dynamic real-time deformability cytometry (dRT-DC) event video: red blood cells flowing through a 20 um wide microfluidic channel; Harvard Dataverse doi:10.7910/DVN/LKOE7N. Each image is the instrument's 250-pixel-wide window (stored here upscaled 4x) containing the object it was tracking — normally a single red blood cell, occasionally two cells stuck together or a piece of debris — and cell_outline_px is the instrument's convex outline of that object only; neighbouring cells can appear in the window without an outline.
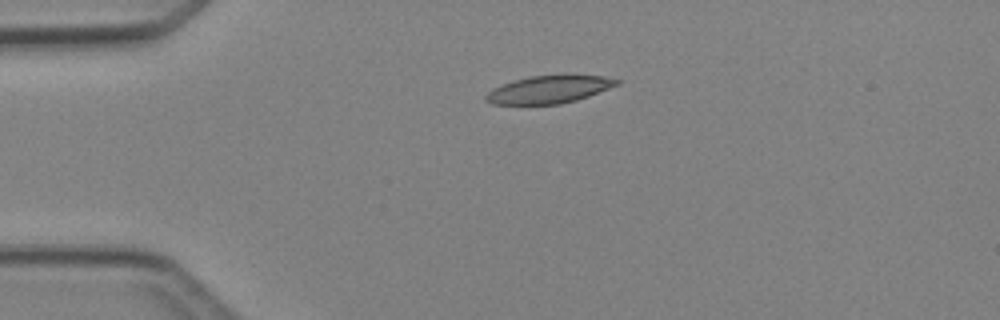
{"species": "Egyptian fruit bat (a non-hibernating species)", "species_latin": "Rousettus aegyptiacus", "temperature_condition": "cold", "stored_images_in_passage": 2, "camera_frame_rate_fps": 3000, "um_per_image_px": 0.085, "animal": {"sex": "female"}, "frame": {"image": 1, "passage_image": 1, "time_ms": 0.0, "image_size_px": [1000, 320], "cell_outline_px": [[620, 84], [588, 96], [576, 100], [560, 104], [492, 104], [484, 100], [484, 96], [492, 88], [528, 76], [568, 72], [604, 76], [620, 80]], "centroid_in_image_um": [46.72, 7.56], "position_along_channel_um": 38.3, "area_um2": 21.79}}